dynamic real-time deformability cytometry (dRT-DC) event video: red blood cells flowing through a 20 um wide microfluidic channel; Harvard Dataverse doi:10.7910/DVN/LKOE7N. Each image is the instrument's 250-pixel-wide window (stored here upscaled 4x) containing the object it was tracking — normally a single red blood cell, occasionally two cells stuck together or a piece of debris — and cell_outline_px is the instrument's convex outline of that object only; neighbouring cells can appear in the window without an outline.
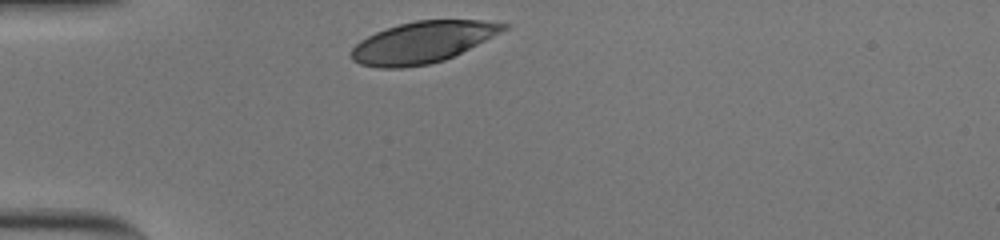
{"species": "human", "species_latin": "Homo sapiens", "temperature_condition": "cold", "stored_images_in_passage": 31, "camera_frame_rate_fps": 3000, "um_per_image_px": 0.085, "donor": {"sex": "male"}, "frame": {"image": 1, "passage_image": 1, "time_ms": 0.0, "image_size_px": [1000, 240], "cell_outline_px": [[512, 24], [508, 28], [444, 60], [428, 64], [404, 68], [380, 68], [360, 64], [352, 60], [348, 56], [352, 48], [360, 40], [376, 32], [400, 24], [416, 20], [480, 20]], "centroid_in_image_um": [35.86, 3.59], "position_along_channel_um": 49.1, "area_um2": 36.36}}
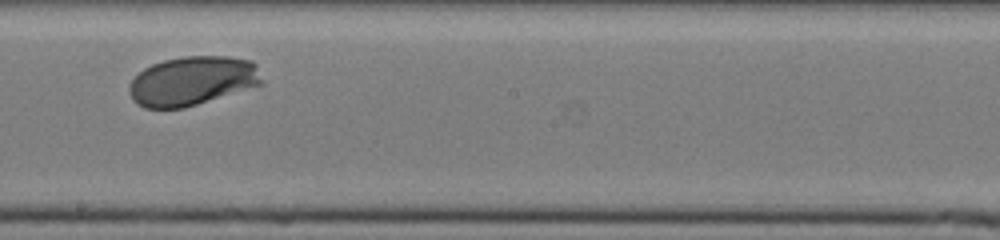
{"frame": {"image": 2, "passage_image": 18, "time_ms": 5.667, "image_size_px": [1000, 240], "cell_outline_px": [[264, 80], [260, 84], [184, 108], [144, 108], [136, 104], [132, 100], [128, 92], [128, 84], [144, 68], [152, 64], [164, 60], [184, 56], [228, 56], [252, 60], [256, 64]], "centroid_in_image_um": [16.32, 6.87], "position_along_channel_um": 231.9, "area_um2": 37.97}}
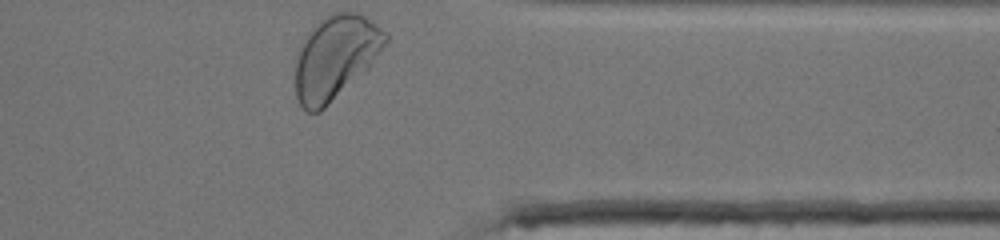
{"frame": {"image": 3, "passage_image": 31, "time_ms": 10.0, "image_size_px": [1000, 240], "cell_outline_px": [[388, 40], [368, 68], [320, 112], [308, 112], [300, 104], [296, 96], [296, 60], [300, 48], [312, 24], [324, 16], [332, 12], [356, 12], [364, 16], [388, 32]], "centroid_in_image_um": [28.51, 4.84], "position_along_channel_um": 382.9, "area_um2": 43.58}, "authors_computed_cell_mechanics": {"area_um2": 37.9746, "velocity_mm_per_s": 3.6259, "shape_relaxation_time_tau1_ms": 1.8636, "shape_relaxation_time_tau2_ms": null, "deformation_change_tau1": 0.121, "deformation_change_tau2": null}}